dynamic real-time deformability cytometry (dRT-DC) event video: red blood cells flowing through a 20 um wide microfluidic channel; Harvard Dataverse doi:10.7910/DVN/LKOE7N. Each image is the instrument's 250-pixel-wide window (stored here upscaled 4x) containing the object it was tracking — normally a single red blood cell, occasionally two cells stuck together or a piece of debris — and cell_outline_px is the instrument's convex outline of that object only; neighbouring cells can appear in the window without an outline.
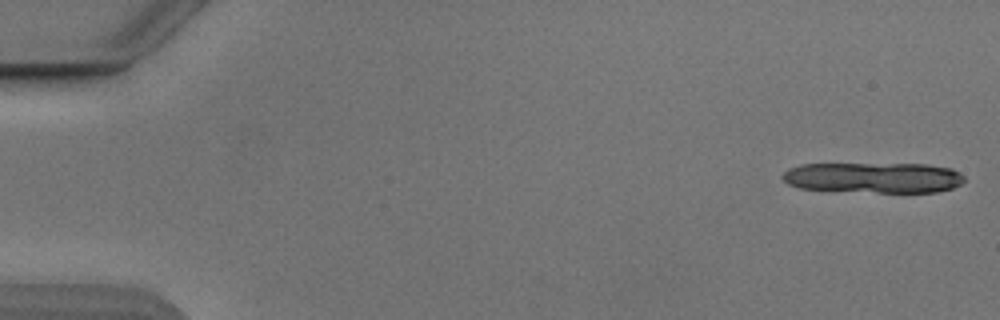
{"species": "Egyptian fruit bat (a non-hibernating species)", "species_latin": "Rousettus aegyptiacus", "temperature_condition": "cold", "stored_images_in_passage": 12, "camera_frame_rate_fps": 3000, "um_per_image_px": 0.085, "animal": {"sex": "male"}, "frame": {"image": 1, "passage_image": 1, "time_ms": 0.0, "image_size_px": [1000, 320], "cell_outline_px": [[964, 180], [960, 184], [952, 188], [936, 192], [876, 192], [800, 188], [788, 184], [780, 176], [788, 168], [800, 164], [928, 164], [952, 168], [960, 172], [964, 176]], "centroid_in_image_um": [74.27, 15.09], "position_along_channel_um": 10.7, "area_um2": 32.43}}